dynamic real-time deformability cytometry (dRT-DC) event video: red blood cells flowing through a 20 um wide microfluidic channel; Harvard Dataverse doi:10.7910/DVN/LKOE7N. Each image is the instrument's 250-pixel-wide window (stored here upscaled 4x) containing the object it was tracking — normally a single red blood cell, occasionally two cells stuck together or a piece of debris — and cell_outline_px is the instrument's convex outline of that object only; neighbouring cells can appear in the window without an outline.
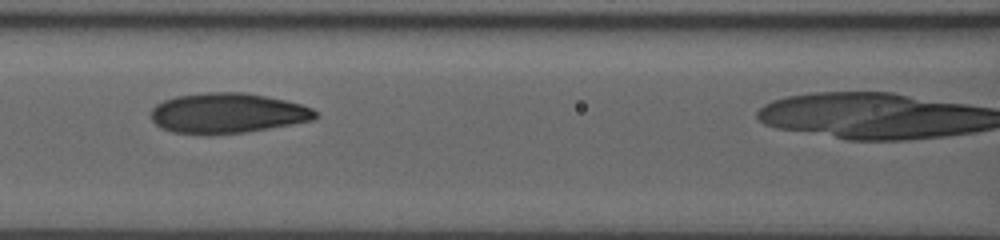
{"species": "human", "species_latin": "Homo sapiens", "temperature_condition": "room temperature", "stored_images_in_passage": 33, "camera_frame_rate_fps": 3000, "um_per_image_px": 0.085, "donor": {"sex": "male"}, "frame": {"image": 1, "passage_image": 17, "time_ms": 5.333, "image_size_px": [1000, 240], "cell_outline_px": [[320, 116], [312, 120], [268, 128], [244, 132], [172, 132], [160, 128], [152, 120], [152, 108], [156, 104], [164, 100], [176, 96], [208, 92], [244, 92], [284, 100], [300, 104], [312, 108]], "centroid_in_image_um": [19.34, 9.58], "position_along_channel_um": 147.3, "area_um2": 37.57}}
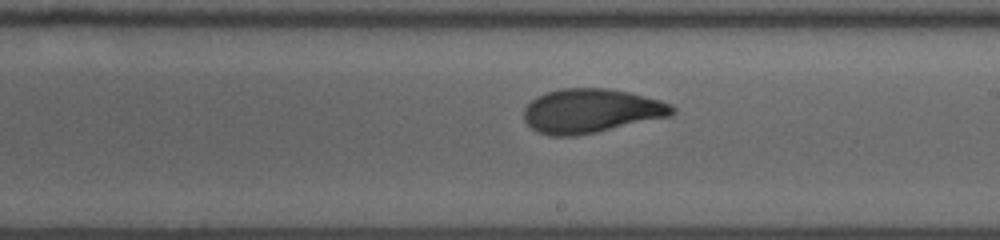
{"frame": {"image": 2, "passage_image": 24, "time_ms": 7.667, "image_size_px": [1000, 240], "cell_outline_px": [[676, 112], [672, 116], [596, 132], [576, 136], [548, 136], [532, 128], [524, 120], [524, 108], [536, 96], [544, 92], [560, 88], [608, 88], [628, 92], [660, 100], [672, 104], [676, 108]], "centroid_in_image_um": [50.25, 9.42], "position_along_channel_um": 238.7, "area_um2": 38.38}}
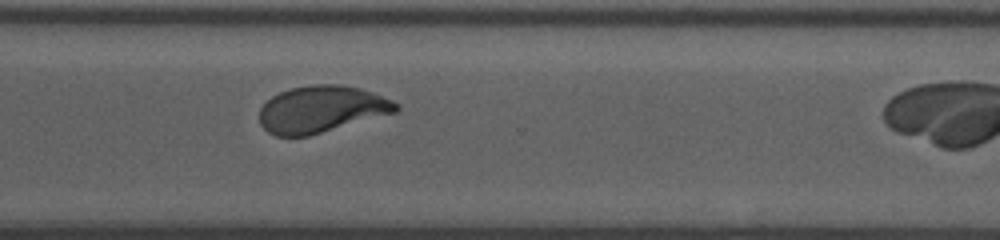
{"frame": {"image": 3, "passage_image": 32, "time_ms": 10.333, "image_size_px": [1000, 240], "cell_outline_px": [[400, 108], [396, 112], [308, 136], [276, 136], [268, 132], [260, 124], [260, 108], [272, 96], [280, 92], [292, 88], [312, 84], [340, 84], [360, 88], [372, 92], [392, 100], [400, 104]], "centroid_in_image_um": [27.33, 9.28], "position_along_channel_um": 343.3, "area_um2": 37.11}}